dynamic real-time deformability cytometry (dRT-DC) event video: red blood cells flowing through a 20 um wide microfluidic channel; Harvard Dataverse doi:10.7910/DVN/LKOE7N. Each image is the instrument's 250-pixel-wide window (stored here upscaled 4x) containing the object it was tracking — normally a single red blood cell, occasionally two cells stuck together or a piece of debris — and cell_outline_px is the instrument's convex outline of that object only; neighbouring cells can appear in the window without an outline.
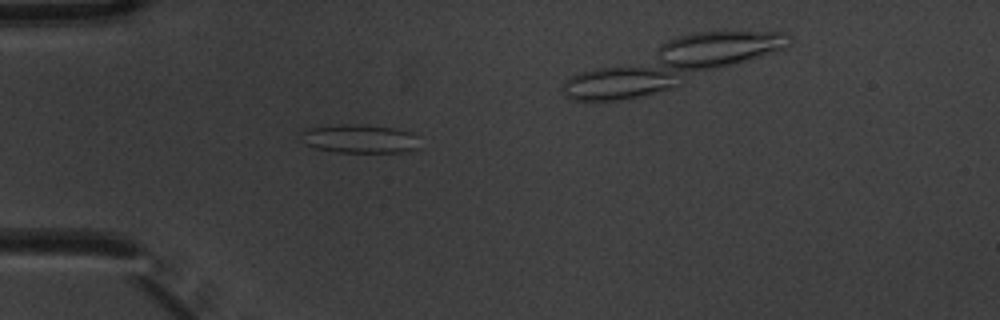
{"species": "common noctule bat (a hibernating species)", "species_latin": "Nyctalus noctula", "temperature_condition": "warm", "stored_images_in_passage": 6, "camera_frame_rate_fps": 3000, "um_per_image_px": 0.085, "animal": {"sex": "male", "body_mass_g": 20.1, "forearm_length_mm": 53.5}, "frame": {"image": 1, "passage_image": 5, "time_ms": 1.333, "image_size_px": [1000, 320], "cell_outline_px": [[420, 148], [400, 152], [336, 152], [316, 148], [308, 144], [300, 132], [304, 128], [344, 124], [352, 124], [392, 128], [412, 132], [416, 136]], "centroid_in_image_um": [30.59, 11.79], "position_along_channel_um": 54.4, "area_um2": 19.54}}